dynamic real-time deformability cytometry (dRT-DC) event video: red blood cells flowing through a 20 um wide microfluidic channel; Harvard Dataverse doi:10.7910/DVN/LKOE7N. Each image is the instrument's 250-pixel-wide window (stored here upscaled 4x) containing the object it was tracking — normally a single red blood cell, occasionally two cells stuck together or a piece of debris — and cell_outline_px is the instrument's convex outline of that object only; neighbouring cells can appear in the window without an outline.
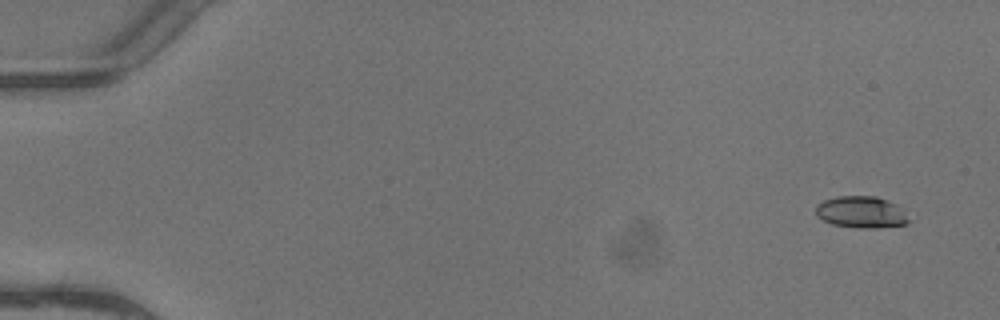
{"species": "common noctule bat (a hibernating species)", "species_latin": "Nyctalus noctula", "temperature_condition": "warm", "stored_images_in_passage": 6, "camera_frame_rate_fps": 3000, "um_per_image_px": 0.085, "animal": {"sex": "female"}, "frame": {"image": 1, "passage_image": 1, "time_ms": 0.0, "image_size_px": [1000, 320], "cell_outline_px": [[908, 224], [880, 228], [856, 228], [832, 224], [816, 216], [816, 204], [824, 200], [836, 196], [876, 196], [896, 204], [908, 220]], "centroid_in_image_um": [73.16, 18.04], "position_along_channel_um": 11.8, "area_um2": 17.11}}
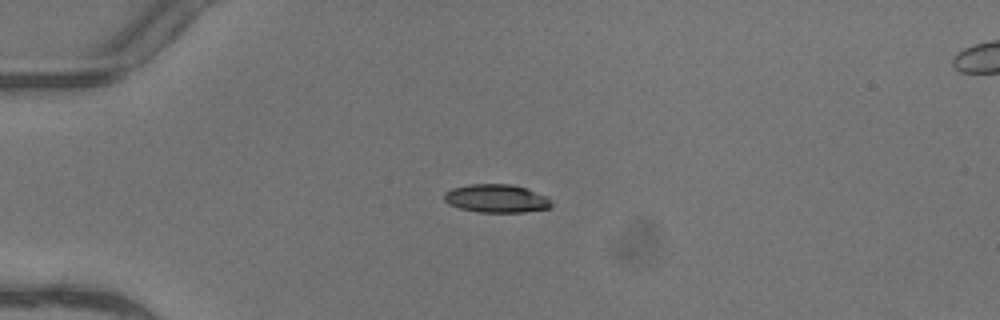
{"frame": {"image": 2, "passage_image": 4, "time_ms": 1.0, "image_size_px": [1000, 320], "cell_outline_px": [[552, 204], [548, 208], [524, 212], [476, 212], [460, 208], [448, 204], [444, 200], [444, 192], [452, 188], [468, 184], [512, 184], [548, 196]], "centroid_in_image_um": [42.17, 16.87], "position_along_channel_um": 42.8, "area_um2": 17.69}}
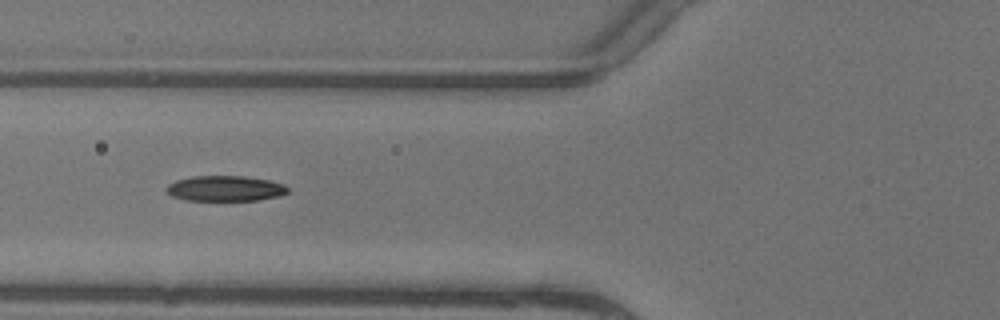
{"frame": {"image": 3, "passage_image": 6, "time_ms": 1.667, "image_size_px": [1000, 320], "cell_outline_px": [[288, 192], [280, 196], [256, 200], [184, 200], [172, 196], [164, 192], [164, 188], [168, 184], [176, 180], [192, 176], [244, 176], [268, 180], [284, 184], [288, 188]], "centroid_in_image_um": [19.09, 16.02], "position_along_channel_um": 106.7, "area_um2": 18.09}}